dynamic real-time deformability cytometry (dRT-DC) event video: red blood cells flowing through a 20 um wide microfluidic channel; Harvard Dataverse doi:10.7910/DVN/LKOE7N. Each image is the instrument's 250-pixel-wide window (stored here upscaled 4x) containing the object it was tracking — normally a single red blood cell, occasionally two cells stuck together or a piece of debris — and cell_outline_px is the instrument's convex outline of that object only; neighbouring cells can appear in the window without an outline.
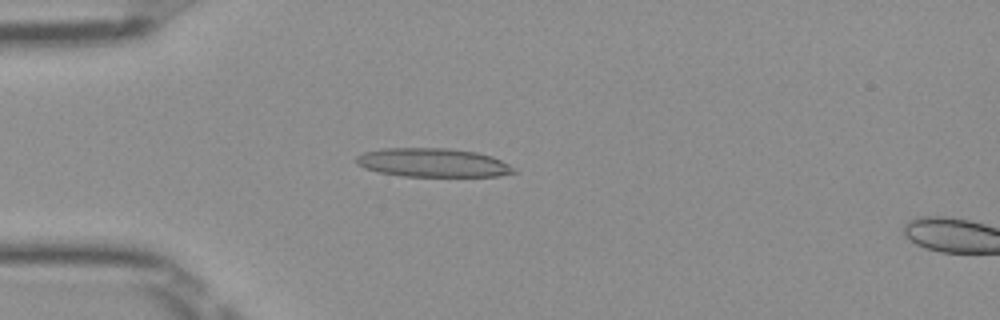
{"species": "Egyptian fruit bat (a non-hibernating species)", "species_latin": "Rousettus aegyptiacus", "temperature_condition": "room temperature", "stored_images_in_passage": 50, "camera_frame_rate_fps": 3000, "um_per_image_px": 0.085, "frame": {"image": 1, "passage_image": 13, "time_ms": 4.0, "image_size_px": [1000, 320], "cell_outline_px": [[516, 172], [500, 176], [404, 176], [380, 172], [364, 168], [356, 164], [356, 156], [364, 152], [384, 148], [448, 148], [476, 152], [492, 156], [516, 168]], "centroid_in_image_um": [36.8, 13.82], "position_along_channel_um": 48.2, "area_um2": 26.36}}
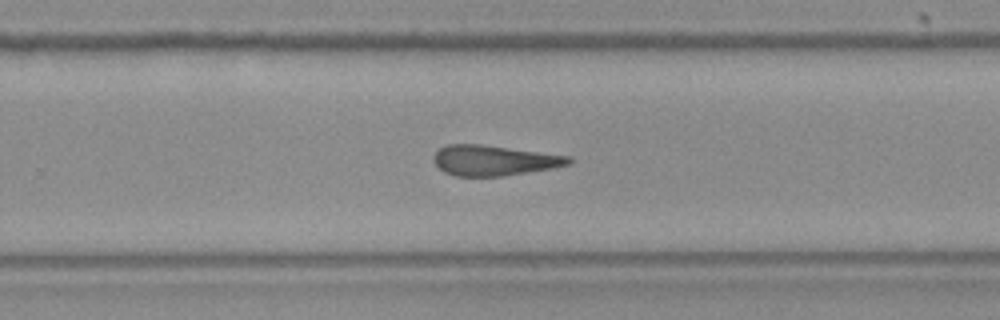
{"frame": {"image": 2, "passage_image": 32, "time_ms": 10.333, "image_size_px": [1000, 320], "cell_outline_px": [[572, 164], [552, 168], [504, 176], [456, 176], [444, 172], [432, 160], [432, 156], [440, 148], [448, 144], [484, 144], [572, 156]], "centroid_in_image_um": [42.01, 13.62], "position_along_channel_um": 287.8, "area_um2": 24.1}}
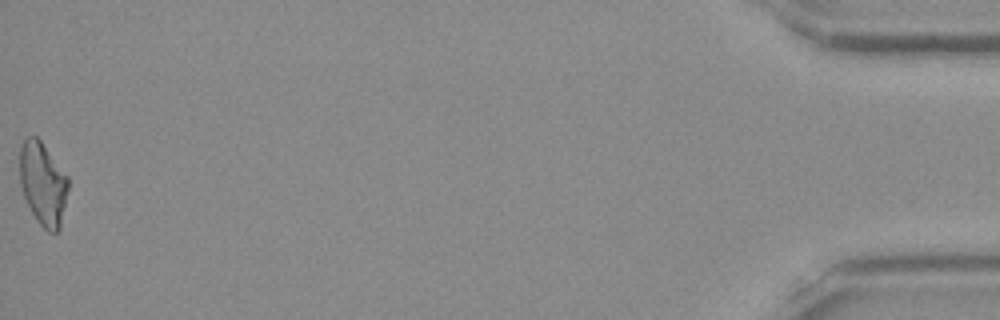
{"frame": {"image": 3, "passage_image": 50, "time_ms": 16.333, "image_size_px": [1000, 320], "cell_outline_px": [[68, 188], [60, 228], [56, 232], [48, 232], [36, 220], [24, 196], [20, 184], [20, 148], [24, 140], [28, 136], [36, 136], [40, 140], [68, 176]], "centroid_in_image_um": [3.65, 15.61], "position_along_channel_um": 431.6, "area_um2": 23.24}}